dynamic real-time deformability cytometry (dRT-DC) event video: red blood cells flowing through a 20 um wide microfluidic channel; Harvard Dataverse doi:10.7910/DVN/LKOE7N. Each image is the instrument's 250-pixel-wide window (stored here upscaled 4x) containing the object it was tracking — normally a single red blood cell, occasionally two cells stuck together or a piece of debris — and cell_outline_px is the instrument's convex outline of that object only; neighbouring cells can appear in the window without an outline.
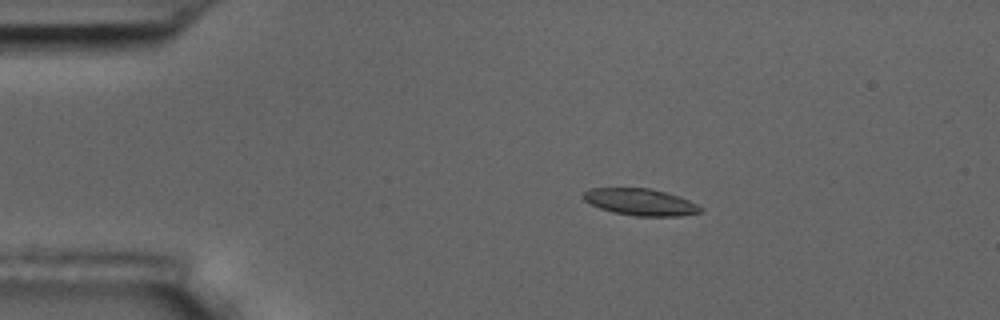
{"species": "common noctule bat (a hibernating species)", "species_latin": "Nyctalus noctula", "temperature_condition": "room temperature", "stored_images_in_passage": 9, "camera_frame_rate_fps": 3000, "um_per_image_px": 0.085, "animal": {"sex": "male", "body_mass_g": 17.5, "forearm_length_mm": 52.3}, "frame": {"image": 1, "passage_image": 2, "time_ms": 1.0, "image_size_px": [1000, 320], "cell_outline_px": [[704, 208], [700, 212], [680, 216], [636, 216], [612, 212], [600, 208], [584, 200], [580, 196], [584, 192], [592, 188], [648, 188], [668, 192], [680, 196]], "centroid_in_image_um": [54.44, 17.17], "position_along_channel_um": 30.6, "area_um2": 18.32}}
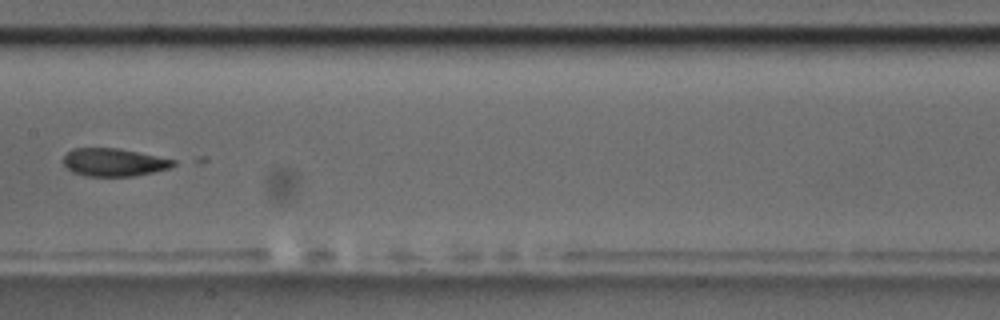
{"frame": {"image": 2, "passage_image": 7, "time_ms": 7.0, "image_size_px": [1000, 320], "cell_outline_px": [[176, 164], [168, 168], [152, 172], [132, 176], [84, 176], [72, 172], [64, 164], [64, 156], [72, 148], [116, 148], [176, 160]], "centroid_in_image_um": [9.64, 13.8], "position_along_channel_um": 197.8, "area_um2": 17.63}}
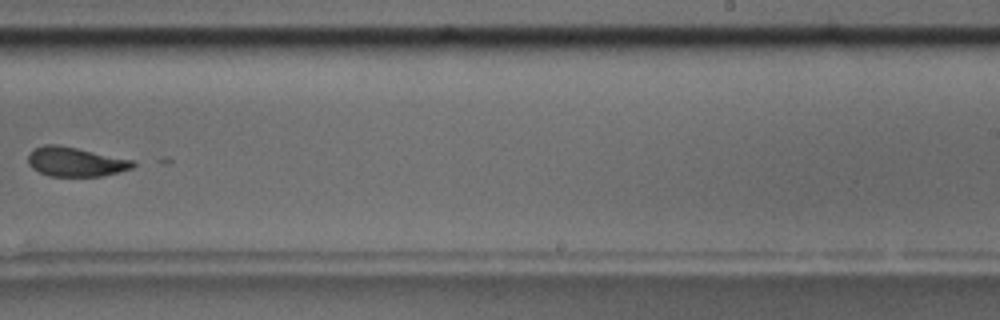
{"frame": {"image": 3, "passage_image": 9, "time_ms": 9.333, "image_size_px": [1000, 320], "cell_outline_px": [[136, 164], [132, 168], [120, 172], [100, 176], [48, 176], [32, 168], [28, 164], [28, 152], [32, 148], [44, 144], [60, 144], [136, 160]], "centroid_in_image_um": [6.41, 13.73], "position_along_channel_um": 282.6, "area_um2": 18.38}}